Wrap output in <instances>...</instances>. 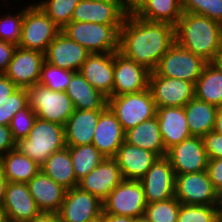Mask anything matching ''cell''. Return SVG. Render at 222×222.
<instances>
[{
  "label": "cell",
  "mask_w": 222,
  "mask_h": 222,
  "mask_svg": "<svg viewBox=\"0 0 222 222\" xmlns=\"http://www.w3.org/2000/svg\"><path fill=\"white\" fill-rule=\"evenodd\" d=\"M174 43L173 25L144 20L130 10L119 32L118 51L154 72L162 56Z\"/></svg>",
  "instance_id": "obj_1"
},
{
  "label": "cell",
  "mask_w": 222,
  "mask_h": 222,
  "mask_svg": "<svg viewBox=\"0 0 222 222\" xmlns=\"http://www.w3.org/2000/svg\"><path fill=\"white\" fill-rule=\"evenodd\" d=\"M175 27V43L205 61L222 56V24L204 15L183 12Z\"/></svg>",
  "instance_id": "obj_2"
},
{
  "label": "cell",
  "mask_w": 222,
  "mask_h": 222,
  "mask_svg": "<svg viewBox=\"0 0 222 222\" xmlns=\"http://www.w3.org/2000/svg\"><path fill=\"white\" fill-rule=\"evenodd\" d=\"M65 126L36 118L29 135L16 143V148L40 166L54 152L64 149Z\"/></svg>",
  "instance_id": "obj_3"
},
{
  "label": "cell",
  "mask_w": 222,
  "mask_h": 222,
  "mask_svg": "<svg viewBox=\"0 0 222 222\" xmlns=\"http://www.w3.org/2000/svg\"><path fill=\"white\" fill-rule=\"evenodd\" d=\"M122 25H104L71 21L61 32L93 53H114L119 50V32Z\"/></svg>",
  "instance_id": "obj_4"
},
{
  "label": "cell",
  "mask_w": 222,
  "mask_h": 222,
  "mask_svg": "<svg viewBox=\"0 0 222 222\" xmlns=\"http://www.w3.org/2000/svg\"><path fill=\"white\" fill-rule=\"evenodd\" d=\"M107 106L121 123L124 132L155 117L157 110L149 88L135 93L111 96L107 99Z\"/></svg>",
  "instance_id": "obj_5"
},
{
  "label": "cell",
  "mask_w": 222,
  "mask_h": 222,
  "mask_svg": "<svg viewBox=\"0 0 222 222\" xmlns=\"http://www.w3.org/2000/svg\"><path fill=\"white\" fill-rule=\"evenodd\" d=\"M26 90L28 105L37 118L65 126L75 110L71 98L65 91H53L40 84Z\"/></svg>",
  "instance_id": "obj_6"
},
{
  "label": "cell",
  "mask_w": 222,
  "mask_h": 222,
  "mask_svg": "<svg viewBox=\"0 0 222 222\" xmlns=\"http://www.w3.org/2000/svg\"><path fill=\"white\" fill-rule=\"evenodd\" d=\"M25 6L18 47L45 53L48 45L61 29L41 10L37 4Z\"/></svg>",
  "instance_id": "obj_7"
},
{
  "label": "cell",
  "mask_w": 222,
  "mask_h": 222,
  "mask_svg": "<svg viewBox=\"0 0 222 222\" xmlns=\"http://www.w3.org/2000/svg\"><path fill=\"white\" fill-rule=\"evenodd\" d=\"M103 214L143 216L147 206L144 188L140 180H123L102 202Z\"/></svg>",
  "instance_id": "obj_8"
},
{
  "label": "cell",
  "mask_w": 222,
  "mask_h": 222,
  "mask_svg": "<svg viewBox=\"0 0 222 222\" xmlns=\"http://www.w3.org/2000/svg\"><path fill=\"white\" fill-rule=\"evenodd\" d=\"M208 62L174 43L162 56L155 72L162 77L196 83Z\"/></svg>",
  "instance_id": "obj_9"
},
{
  "label": "cell",
  "mask_w": 222,
  "mask_h": 222,
  "mask_svg": "<svg viewBox=\"0 0 222 222\" xmlns=\"http://www.w3.org/2000/svg\"><path fill=\"white\" fill-rule=\"evenodd\" d=\"M175 198L185 205L220 204V194L210 181L207 170L176 175Z\"/></svg>",
  "instance_id": "obj_10"
},
{
  "label": "cell",
  "mask_w": 222,
  "mask_h": 222,
  "mask_svg": "<svg viewBox=\"0 0 222 222\" xmlns=\"http://www.w3.org/2000/svg\"><path fill=\"white\" fill-rule=\"evenodd\" d=\"M129 11L130 6L124 0H81L71 21L122 25Z\"/></svg>",
  "instance_id": "obj_11"
},
{
  "label": "cell",
  "mask_w": 222,
  "mask_h": 222,
  "mask_svg": "<svg viewBox=\"0 0 222 222\" xmlns=\"http://www.w3.org/2000/svg\"><path fill=\"white\" fill-rule=\"evenodd\" d=\"M149 90L157 108L184 107L195 97V84L182 79L149 75Z\"/></svg>",
  "instance_id": "obj_12"
},
{
  "label": "cell",
  "mask_w": 222,
  "mask_h": 222,
  "mask_svg": "<svg viewBox=\"0 0 222 222\" xmlns=\"http://www.w3.org/2000/svg\"><path fill=\"white\" fill-rule=\"evenodd\" d=\"M166 157L176 175L207 170L209 158L202 137L191 136L167 150Z\"/></svg>",
  "instance_id": "obj_13"
},
{
  "label": "cell",
  "mask_w": 222,
  "mask_h": 222,
  "mask_svg": "<svg viewBox=\"0 0 222 222\" xmlns=\"http://www.w3.org/2000/svg\"><path fill=\"white\" fill-rule=\"evenodd\" d=\"M176 174L169 159L159 157L140 179L147 204L175 197Z\"/></svg>",
  "instance_id": "obj_14"
},
{
  "label": "cell",
  "mask_w": 222,
  "mask_h": 222,
  "mask_svg": "<svg viewBox=\"0 0 222 222\" xmlns=\"http://www.w3.org/2000/svg\"><path fill=\"white\" fill-rule=\"evenodd\" d=\"M150 71L121 52H114L113 96L148 89Z\"/></svg>",
  "instance_id": "obj_15"
},
{
  "label": "cell",
  "mask_w": 222,
  "mask_h": 222,
  "mask_svg": "<svg viewBox=\"0 0 222 222\" xmlns=\"http://www.w3.org/2000/svg\"><path fill=\"white\" fill-rule=\"evenodd\" d=\"M102 213V201L77 186L66 190L57 215L60 222H87Z\"/></svg>",
  "instance_id": "obj_16"
},
{
  "label": "cell",
  "mask_w": 222,
  "mask_h": 222,
  "mask_svg": "<svg viewBox=\"0 0 222 222\" xmlns=\"http://www.w3.org/2000/svg\"><path fill=\"white\" fill-rule=\"evenodd\" d=\"M44 53L17 46L4 75L18 88H28L39 84Z\"/></svg>",
  "instance_id": "obj_17"
},
{
  "label": "cell",
  "mask_w": 222,
  "mask_h": 222,
  "mask_svg": "<svg viewBox=\"0 0 222 222\" xmlns=\"http://www.w3.org/2000/svg\"><path fill=\"white\" fill-rule=\"evenodd\" d=\"M90 54L86 48L60 31L48 45L44 58L46 62L53 66L79 72Z\"/></svg>",
  "instance_id": "obj_18"
},
{
  "label": "cell",
  "mask_w": 222,
  "mask_h": 222,
  "mask_svg": "<svg viewBox=\"0 0 222 222\" xmlns=\"http://www.w3.org/2000/svg\"><path fill=\"white\" fill-rule=\"evenodd\" d=\"M123 180L116 160L114 158H104L90 173L79 180L78 187L103 202Z\"/></svg>",
  "instance_id": "obj_19"
},
{
  "label": "cell",
  "mask_w": 222,
  "mask_h": 222,
  "mask_svg": "<svg viewBox=\"0 0 222 222\" xmlns=\"http://www.w3.org/2000/svg\"><path fill=\"white\" fill-rule=\"evenodd\" d=\"M2 207L8 222H27L41 213L27 183L8 182Z\"/></svg>",
  "instance_id": "obj_20"
},
{
  "label": "cell",
  "mask_w": 222,
  "mask_h": 222,
  "mask_svg": "<svg viewBox=\"0 0 222 222\" xmlns=\"http://www.w3.org/2000/svg\"><path fill=\"white\" fill-rule=\"evenodd\" d=\"M79 72L107 99L113 96L114 53L90 54Z\"/></svg>",
  "instance_id": "obj_21"
},
{
  "label": "cell",
  "mask_w": 222,
  "mask_h": 222,
  "mask_svg": "<svg viewBox=\"0 0 222 222\" xmlns=\"http://www.w3.org/2000/svg\"><path fill=\"white\" fill-rule=\"evenodd\" d=\"M125 141V132L115 114L107 107L99 116L92 144L105 158H114Z\"/></svg>",
  "instance_id": "obj_22"
},
{
  "label": "cell",
  "mask_w": 222,
  "mask_h": 222,
  "mask_svg": "<svg viewBox=\"0 0 222 222\" xmlns=\"http://www.w3.org/2000/svg\"><path fill=\"white\" fill-rule=\"evenodd\" d=\"M159 157L124 141L114 157L124 180H140Z\"/></svg>",
  "instance_id": "obj_23"
},
{
  "label": "cell",
  "mask_w": 222,
  "mask_h": 222,
  "mask_svg": "<svg viewBox=\"0 0 222 222\" xmlns=\"http://www.w3.org/2000/svg\"><path fill=\"white\" fill-rule=\"evenodd\" d=\"M156 116L166 150L192 136L184 107L157 108Z\"/></svg>",
  "instance_id": "obj_24"
},
{
  "label": "cell",
  "mask_w": 222,
  "mask_h": 222,
  "mask_svg": "<svg viewBox=\"0 0 222 222\" xmlns=\"http://www.w3.org/2000/svg\"><path fill=\"white\" fill-rule=\"evenodd\" d=\"M27 185L41 212L55 214L59 212L65 197V188L42 171L36 174Z\"/></svg>",
  "instance_id": "obj_25"
},
{
  "label": "cell",
  "mask_w": 222,
  "mask_h": 222,
  "mask_svg": "<svg viewBox=\"0 0 222 222\" xmlns=\"http://www.w3.org/2000/svg\"><path fill=\"white\" fill-rule=\"evenodd\" d=\"M130 10L144 20L173 26L183 14L181 0H135Z\"/></svg>",
  "instance_id": "obj_26"
},
{
  "label": "cell",
  "mask_w": 222,
  "mask_h": 222,
  "mask_svg": "<svg viewBox=\"0 0 222 222\" xmlns=\"http://www.w3.org/2000/svg\"><path fill=\"white\" fill-rule=\"evenodd\" d=\"M103 111L75 109L65 124L66 146L92 144L96 125Z\"/></svg>",
  "instance_id": "obj_27"
},
{
  "label": "cell",
  "mask_w": 222,
  "mask_h": 222,
  "mask_svg": "<svg viewBox=\"0 0 222 222\" xmlns=\"http://www.w3.org/2000/svg\"><path fill=\"white\" fill-rule=\"evenodd\" d=\"M71 98L74 109L78 110H105L107 98L80 74L75 72L65 91Z\"/></svg>",
  "instance_id": "obj_28"
},
{
  "label": "cell",
  "mask_w": 222,
  "mask_h": 222,
  "mask_svg": "<svg viewBox=\"0 0 222 222\" xmlns=\"http://www.w3.org/2000/svg\"><path fill=\"white\" fill-rule=\"evenodd\" d=\"M125 141L139 148L149 150L158 157H164L167 154L161 137L157 116L127 130L125 132Z\"/></svg>",
  "instance_id": "obj_29"
},
{
  "label": "cell",
  "mask_w": 222,
  "mask_h": 222,
  "mask_svg": "<svg viewBox=\"0 0 222 222\" xmlns=\"http://www.w3.org/2000/svg\"><path fill=\"white\" fill-rule=\"evenodd\" d=\"M0 166L8 182L28 183L41 171V166L17 148L0 158Z\"/></svg>",
  "instance_id": "obj_30"
},
{
  "label": "cell",
  "mask_w": 222,
  "mask_h": 222,
  "mask_svg": "<svg viewBox=\"0 0 222 222\" xmlns=\"http://www.w3.org/2000/svg\"><path fill=\"white\" fill-rule=\"evenodd\" d=\"M41 171L66 190L78 186L68 147L52 153L41 165Z\"/></svg>",
  "instance_id": "obj_31"
},
{
  "label": "cell",
  "mask_w": 222,
  "mask_h": 222,
  "mask_svg": "<svg viewBox=\"0 0 222 222\" xmlns=\"http://www.w3.org/2000/svg\"><path fill=\"white\" fill-rule=\"evenodd\" d=\"M184 110L192 136L203 137L214 130L216 105L194 97L184 106Z\"/></svg>",
  "instance_id": "obj_32"
},
{
  "label": "cell",
  "mask_w": 222,
  "mask_h": 222,
  "mask_svg": "<svg viewBox=\"0 0 222 222\" xmlns=\"http://www.w3.org/2000/svg\"><path fill=\"white\" fill-rule=\"evenodd\" d=\"M195 97L216 106L222 104V67L217 62L205 65L195 83Z\"/></svg>",
  "instance_id": "obj_33"
},
{
  "label": "cell",
  "mask_w": 222,
  "mask_h": 222,
  "mask_svg": "<svg viewBox=\"0 0 222 222\" xmlns=\"http://www.w3.org/2000/svg\"><path fill=\"white\" fill-rule=\"evenodd\" d=\"M67 147L70 151L74 174L78 181L90 173L105 158L93 144Z\"/></svg>",
  "instance_id": "obj_34"
},
{
  "label": "cell",
  "mask_w": 222,
  "mask_h": 222,
  "mask_svg": "<svg viewBox=\"0 0 222 222\" xmlns=\"http://www.w3.org/2000/svg\"><path fill=\"white\" fill-rule=\"evenodd\" d=\"M81 0H44L37 5L60 28L71 22L73 11Z\"/></svg>",
  "instance_id": "obj_35"
},
{
  "label": "cell",
  "mask_w": 222,
  "mask_h": 222,
  "mask_svg": "<svg viewBox=\"0 0 222 222\" xmlns=\"http://www.w3.org/2000/svg\"><path fill=\"white\" fill-rule=\"evenodd\" d=\"M181 203L175 198L147 204L144 215L151 222H177Z\"/></svg>",
  "instance_id": "obj_36"
},
{
  "label": "cell",
  "mask_w": 222,
  "mask_h": 222,
  "mask_svg": "<svg viewBox=\"0 0 222 222\" xmlns=\"http://www.w3.org/2000/svg\"><path fill=\"white\" fill-rule=\"evenodd\" d=\"M219 205L181 204L177 222H218Z\"/></svg>",
  "instance_id": "obj_37"
},
{
  "label": "cell",
  "mask_w": 222,
  "mask_h": 222,
  "mask_svg": "<svg viewBox=\"0 0 222 222\" xmlns=\"http://www.w3.org/2000/svg\"><path fill=\"white\" fill-rule=\"evenodd\" d=\"M75 72L68 71L44 61L41 67L39 84L53 91H66L72 75Z\"/></svg>",
  "instance_id": "obj_38"
},
{
  "label": "cell",
  "mask_w": 222,
  "mask_h": 222,
  "mask_svg": "<svg viewBox=\"0 0 222 222\" xmlns=\"http://www.w3.org/2000/svg\"><path fill=\"white\" fill-rule=\"evenodd\" d=\"M183 12L204 15L222 24V0H181Z\"/></svg>",
  "instance_id": "obj_39"
},
{
  "label": "cell",
  "mask_w": 222,
  "mask_h": 222,
  "mask_svg": "<svg viewBox=\"0 0 222 222\" xmlns=\"http://www.w3.org/2000/svg\"><path fill=\"white\" fill-rule=\"evenodd\" d=\"M36 118L35 112L29 105L15 113L9 126L16 143L29 135Z\"/></svg>",
  "instance_id": "obj_40"
},
{
  "label": "cell",
  "mask_w": 222,
  "mask_h": 222,
  "mask_svg": "<svg viewBox=\"0 0 222 222\" xmlns=\"http://www.w3.org/2000/svg\"><path fill=\"white\" fill-rule=\"evenodd\" d=\"M28 105V93L26 88H18L0 104V125L9 126L15 113Z\"/></svg>",
  "instance_id": "obj_41"
},
{
  "label": "cell",
  "mask_w": 222,
  "mask_h": 222,
  "mask_svg": "<svg viewBox=\"0 0 222 222\" xmlns=\"http://www.w3.org/2000/svg\"><path fill=\"white\" fill-rule=\"evenodd\" d=\"M24 9L16 15H7L0 18V40L19 45L21 40Z\"/></svg>",
  "instance_id": "obj_42"
},
{
  "label": "cell",
  "mask_w": 222,
  "mask_h": 222,
  "mask_svg": "<svg viewBox=\"0 0 222 222\" xmlns=\"http://www.w3.org/2000/svg\"><path fill=\"white\" fill-rule=\"evenodd\" d=\"M205 151L209 159L222 158V135L214 130L202 137Z\"/></svg>",
  "instance_id": "obj_43"
},
{
  "label": "cell",
  "mask_w": 222,
  "mask_h": 222,
  "mask_svg": "<svg viewBox=\"0 0 222 222\" xmlns=\"http://www.w3.org/2000/svg\"><path fill=\"white\" fill-rule=\"evenodd\" d=\"M207 173L216 191L222 193V158L209 159Z\"/></svg>",
  "instance_id": "obj_44"
},
{
  "label": "cell",
  "mask_w": 222,
  "mask_h": 222,
  "mask_svg": "<svg viewBox=\"0 0 222 222\" xmlns=\"http://www.w3.org/2000/svg\"><path fill=\"white\" fill-rule=\"evenodd\" d=\"M15 148L16 141L13 138L10 126L0 125V158Z\"/></svg>",
  "instance_id": "obj_45"
},
{
  "label": "cell",
  "mask_w": 222,
  "mask_h": 222,
  "mask_svg": "<svg viewBox=\"0 0 222 222\" xmlns=\"http://www.w3.org/2000/svg\"><path fill=\"white\" fill-rule=\"evenodd\" d=\"M16 48H17L16 45L0 40V73L1 74H4V72L7 70Z\"/></svg>",
  "instance_id": "obj_46"
},
{
  "label": "cell",
  "mask_w": 222,
  "mask_h": 222,
  "mask_svg": "<svg viewBox=\"0 0 222 222\" xmlns=\"http://www.w3.org/2000/svg\"><path fill=\"white\" fill-rule=\"evenodd\" d=\"M17 89L18 87L9 78L0 73V104L5 103Z\"/></svg>",
  "instance_id": "obj_47"
},
{
  "label": "cell",
  "mask_w": 222,
  "mask_h": 222,
  "mask_svg": "<svg viewBox=\"0 0 222 222\" xmlns=\"http://www.w3.org/2000/svg\"><path fill=\"white\" fill-rule=\"evenodd\" d=\"M27 222H60V219L55 213L41 212L39 215Z\"/></svg>",
  "instance_id": "obj_48"
},
{
  "label": "cell",
  "mask_w": 222,
  "mask_h": 222,
  "mask_svg": "<svg viewBox=\"0 0 222 222\" xmlns=\"http://www.w3.org/2000/svg\"><path fill=\"white\" fill-rule=\"evenodd\" d=\"M214 131L222 135V104L216 106V120Z\"/></svg>",
  "instance_id": "obj_49"
},
{
  "label": "cell",
  "mask_w": 222,
  "mask_h": 222,
  "mask_svg": "<svg viewBox=\"0 0 222 222\" xmlns=\"http://www.w3.org/2000/svg\"><path fill=\"white\" fill-rule=\"evenodd\" d=\"M105 222H134V218L128 216H118L113 214H104Z\"/></svg>",
  "instance_id": "obj_50"
},
{
  "label": "cell",
  "mask_w": 222,
  "mask_h": 222,
  "mask_svg": "<svg viewBox=\"0 0 222 222\" xmlns=\"http://www.w3.org/2000/svg\"><path fill=\"white\" fill-rule=\"evenodd\" d=\"M8 181L5 178L2 168L0 166V205L3 203L4 195L6 192V187H7Z\"/></svg>",
  "instance_id": "obj_51"
},
{
  "label": "cell",
  "mask_w": 222,
  "mask_h": 222,
  "mask_svg": "<svg viewBox=\"0 0 222 222\" xmlns=\"http://www.w3.org/2000/svg\"><path fill=\"white\" fill-rule=\"evenodd\" d=\"M0 222H8L7 217H6V213H5L2 205H0Z\"/></svg>",
  "instance_id": "obj_52"
},
{
  "label": "cell",
  "mask_w": 222,
  "mask_h": 222,
  "mask_svg": "<svg viewBox=\"0 0 222 222\" xmlns=\"http://www.w3.org/2000/svg\"><path fill=\"white\" fill-rule=\"evenodd\" d=\"M87 222H105V216L104 214L102 213L100 216L92 219V220H89Z\"/></svg>",
  "instance_id": "obj_53"
},
{
  "label": "cell",
  "mask_w": 222,
  "mask_h": 222,
  "mask_svg": "<svg viewBox=\"0 0 222 222\" xmlns=\"http://www.w3.org/2000/svg\"><path fill=\"white\" fill-rule=\"evenodd\" d=\"M134 222H151L145 215L134 218Z\"/></svg>",
  "instance_id": "obj_54"
},
{
  "label": "cell",
  "mask_w": 222,
  "mask_h": 222,
  "mask_svg": "<svg viewBox=\"0 0 222 222\" xmlns=\"http://www.w3.org/2000/svg\"><path fill=\"white\" fill-rule=\"evenodd\" d=\"M219 214H222V193L220 194Z\"/></svg>",
  "instance_id": "obj_55"
},
{
  "label": "cell",
  "mask_w": 222,
  "mask_h": 222,
  "mask_svg": "<svg viewBox=\"0 0 222 222\" xmlns=\"http://www.w3.org/2000/svg\"><path fill=\"white\" fill-rule=\"evenodd\" d=\"M129 6L132 5V3L135 1V0H124Z\"/></svg>",
  "instance_id": "obj_56"
},
{
  "label": "cell",
  "mask_w": 222,
  "mask_h": 222,
  "mask_svg": "<svg viewBox=\"0 0 222 222\" xmlns=\"http://www.w3.org/2000/svg\"><path fill=\"white\" fill-rule=\"evenodd\" d=\"M216 62L222 67V56Z\"/></svg>",
  "instance_id": "obj_57"
},
{
  "label": "cell",
  "mask_w": 222,
  "mask_h": 222,
  "mask_svg": "<svg viewBox=\"0 0 222 222\" xmlns=\"http://www.w3.org/2000/svg\"><path fill=\"white\" fill-rule=\"evenodd\" d=\"M218 222H222V214H219V221Z\"/></svg>",
  "instance_id": "obj_58"
}]
</instances>
